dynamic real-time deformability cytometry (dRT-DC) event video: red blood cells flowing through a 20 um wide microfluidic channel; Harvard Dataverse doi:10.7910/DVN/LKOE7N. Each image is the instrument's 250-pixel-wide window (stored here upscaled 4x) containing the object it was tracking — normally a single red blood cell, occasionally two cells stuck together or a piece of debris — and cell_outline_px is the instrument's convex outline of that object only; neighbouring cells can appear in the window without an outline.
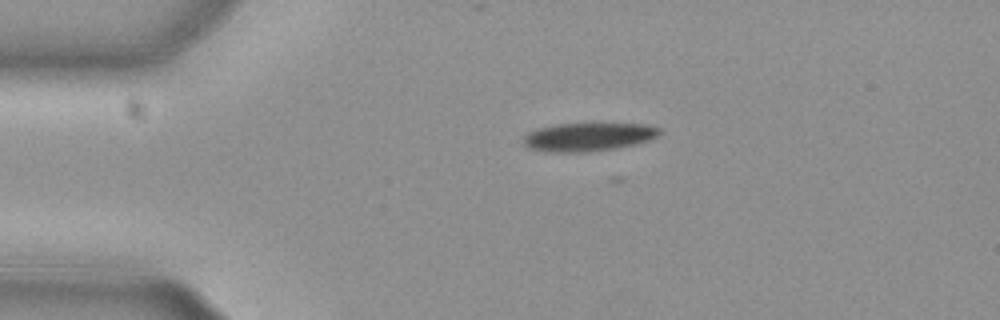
{"species": "common noctule bat (a hibernating species)", "species_latin": "Nyctalus noctula", "temperature_condition": "cold", "stored_images_in_passage": 44, "camera_frame_rate_fps": 3000, "um_per_image_px": 0.085, "animal": {"sex": "female", "body_mass_g": 29.2, "forearm_length_mm": 56.3}, "frame": {"image": 1, "passage_image": 1, "time_ms": 0.0, "image_size_px": [1000, 320], "cell_outline_px": [[660, 132], [656, 136], [648, 140], [636, 144], [616, 148], [588, 152], [544, 152], [528, 148], [524, 144], [524, 136], [528, 132], [536, 128], [556, 124], [644, 124], [660, 128]], "centroid_in_image_um": [49.95, 11.65], "position_along_channel_um": 35.1, "area_um2": 22.48}}
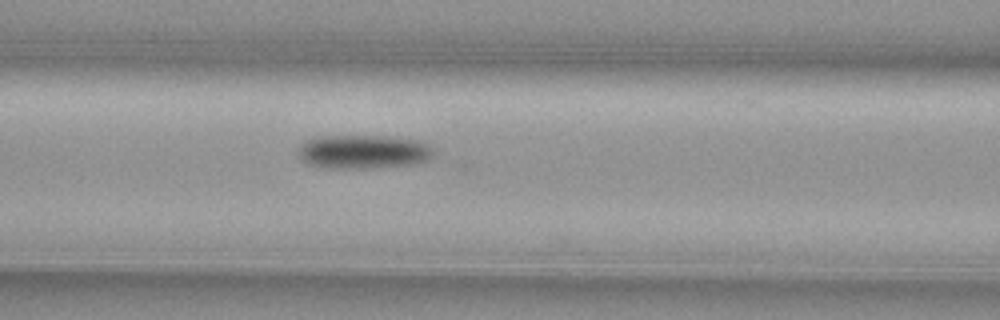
{"frame": {"image": 2, "passage_image": 12, "time_ms": 3.667, "image_size_px": [1000, 320], "cell_outline_px": [[432, 152], [424, 160], [416, 164], [368, 168], [320, 168], [308, 164], [300, 160], [296, 156], [296, 152], [300, 144], [304, 140], [312, 136], [384, 136], [420, 140], [432, 148]], "centroid_in_image_um": [30.73, 12.89], "position_along_channel_um": 135.9, "area_um2": 27.05}}
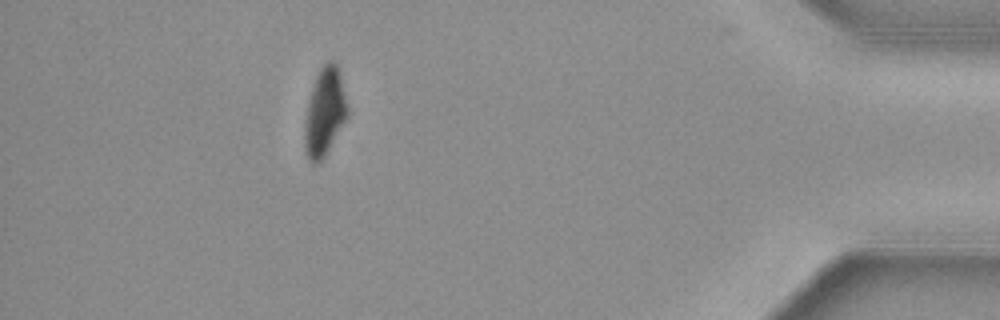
{"frame": {"image": 3, "passage_image": 38, "time_ms": 12.333, "image_size_px": [1000, 320], "cell_outline_px": [[348, 112], [344, 120], [324, 156], [316, 164], [312, 164], [304, 148], [304, 128], [308, 104], [312, 88], [316, 76], [320, 68], [328, 60], [332, 60], [336, 64], [340, 76], [348, 108]], "centroid_in_image_um": [27.57, 9.51], "position_along_channel_um": 407.6, "area_um2": 21.15}, "authors_computed_cell_mechanics": {"area_um2": 24.4494, "velocity_mm_per_s": 3.7967, "shape_relaxation_time_tau1_ms": 2.6762, "shape_relaxation_time_tau2_ms": null, "deformation_change_tau1": 0.1703, "deformation_change_tau2": null}}